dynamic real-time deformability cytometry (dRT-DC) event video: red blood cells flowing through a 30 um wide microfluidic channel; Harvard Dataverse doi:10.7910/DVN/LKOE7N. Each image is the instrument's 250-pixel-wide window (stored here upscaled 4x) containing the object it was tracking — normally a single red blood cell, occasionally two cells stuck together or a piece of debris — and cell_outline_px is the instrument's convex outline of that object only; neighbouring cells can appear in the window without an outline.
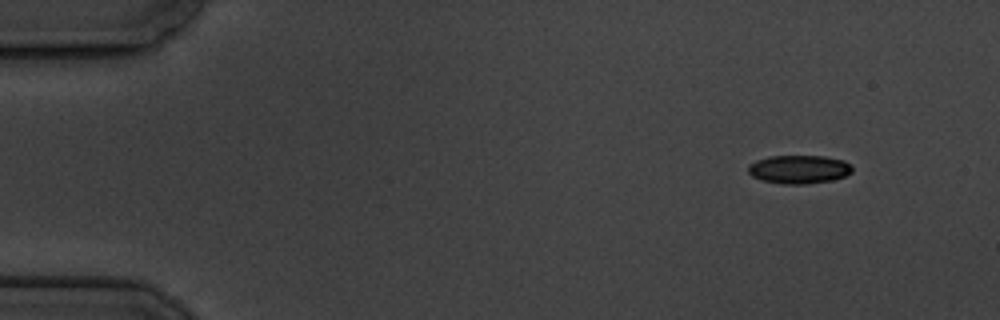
{"species": "common noctule bat (a hibernating species)", "species_latin": "Nyctalus noctula", "temperature_condition": "cold", "stored_images_in_passage": 6, "camera_frame_rate_fps": 3000, "um_per_image_px": 0.085, "animal": {"sex": "male", "body_mass_g": 19.5, "forearm_length_mm": 54.6}, "frame": {"image": 1, "passage_image": 1, "time_ms": 0.0, "image_size_px": [1000, 320], "cell_outline_px": [[852, 172], [844, 176], [832, 180], [804, 184], [780, 184], [760, 180], [752, 176], [748, 172], [748, 164], [756, 160], [768, 156], [824, 156], [844, 160], [852, 164]], "centroid_in_image_um": [67.9, 14.39], "position_along_channel_um": 17.1, "area_um2": 17.46}}
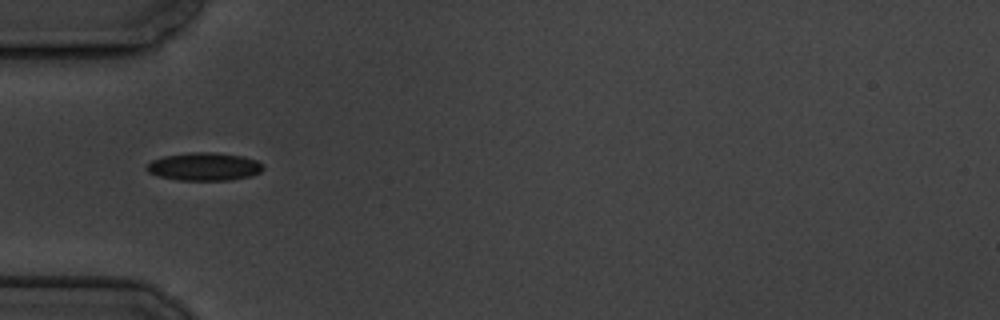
{"frame": {"image": 2, "passage_image": 5, "time_ms": 4.333, "image_size_px": [1000, 320], "cell_outline_px": [[264, 168], [260, 172], [252, 176], [228, 180], [176, 180], [156, 176], [148, 172], [144, 168], [152, 160], [164, 156], [192, 152], [212, 152], [244, 156], [256, 160], [264, 164]], "centroid_in_image_um": [17.36, 14.16], "position_along_channel_um": 67.6, "area_um2": 19.19}}
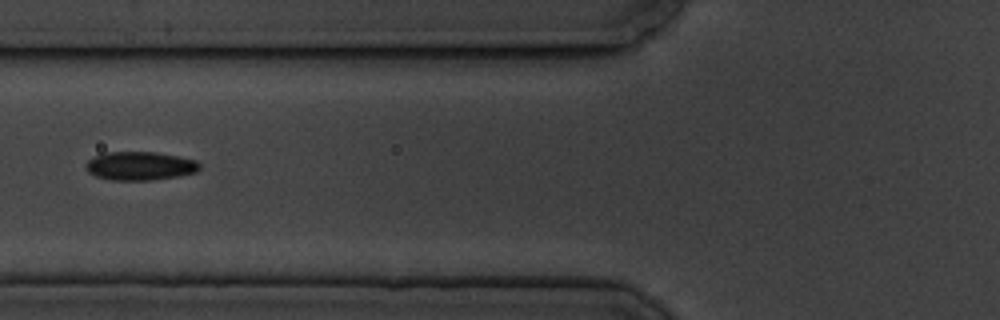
{"frame": {"image": 3, "passage_image": 6, "time_ms": 5.667, "image_size_px": [1000, 320], "cell_outline_px": [[200, 168], [196, 172], [180, 176], [152, 180], [112, 180], [96, 176], [88, 172], [84, 164], [88, 160], [104, 152], [156, 152], [196, 160], [200, 164]], "centroid_in_image_um": [11.9, 14.1], "position_along_channel_um": 113.9, "area_um2": 18.96}}